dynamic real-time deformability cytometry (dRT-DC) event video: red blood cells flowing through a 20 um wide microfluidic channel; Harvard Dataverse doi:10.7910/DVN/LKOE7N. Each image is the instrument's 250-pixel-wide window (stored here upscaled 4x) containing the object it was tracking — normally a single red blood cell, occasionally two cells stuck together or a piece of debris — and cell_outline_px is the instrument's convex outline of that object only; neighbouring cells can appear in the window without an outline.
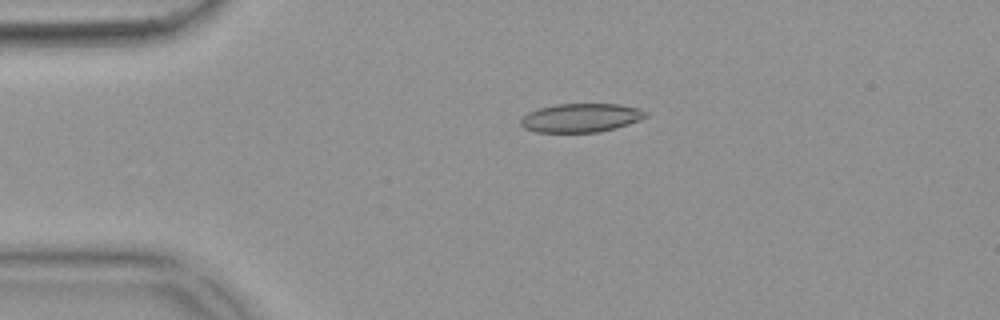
{"species": "common noctule bat (a hibernating species)", "species_latin": "Nyctalus noctula", "temperature_condition": "warm", "stored_images_in_passage": 52, "camera_frame_rate_fps": 3000, "um_per_image_px": 0.085, "animal": {"sex": "female", "body_mass_g": 18.4}, "frame": {"image": 1, "passage_image": 11, "time_ms": 3.333, "image_size_px": [1000, 320], "cell_outline_px": [[648, 116], [640, 120], [616, 128], [596, 132], [536, 132], [524, 128], [520, 124], [520, 120], [528, 112], [540, 108], [556, 104], [620, 104], [640, 108], [648, 112]], "centroid_in_image_um": [49.41, 10.01], "position_along_channel_um": 35.6, "area_um2": 20.98}}
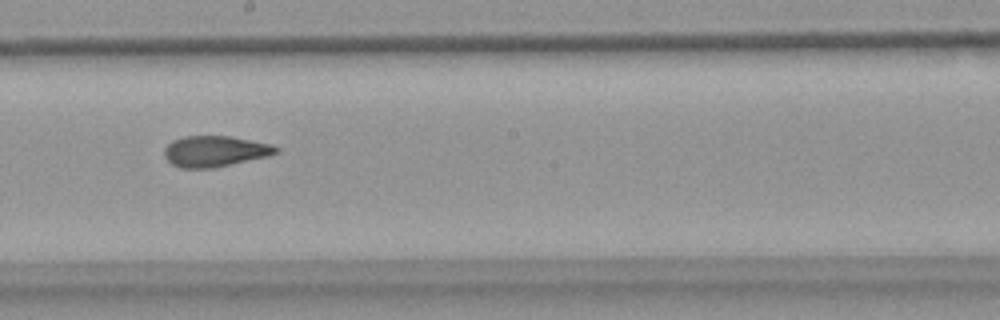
{"frame": {"image": 2, "passage_image": 29, "time_ms": 9.333, "image_size_px": [1000, 320], "cell_outline_px": [[280, 152], [268, 156], [216, 168], [180, 168], [172, 164], [164, 156], [164, 148], [172, 140], [184, 136], [232, 136], [272, 144], [280, 148]], "centroid_in_image_um": [18.3, 12.86], "position_along_channel_um": 229.9, "area_um2": 20.4}}
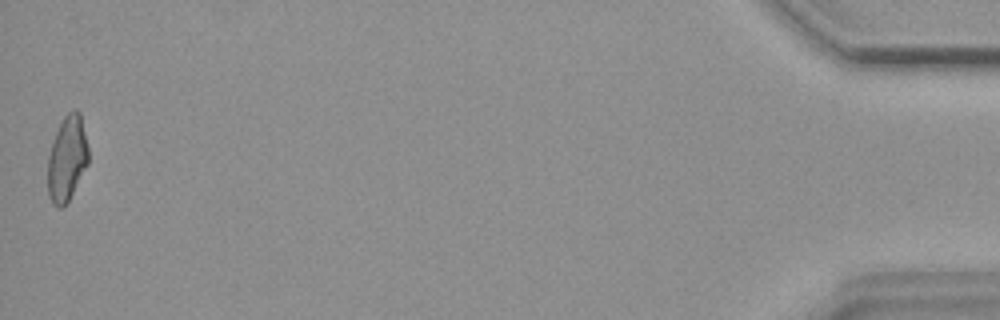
{"frame": {"image": 3, "passage_image": 52, "time_ms": 17.0, "image_size_px": [1000, 320], "cell_outline_px": [[88, 164], [68, 200], [60, 208], [52, 204], [48, 196], [48, 156], [52, 140], [64, 116], [72, 108], [76, 108], [80, 112], [88, 148]], "centroid_in_image_um": [5.69, 13.44], "position_along_channel_um": 429.5, "area_um2": 20.11}, "authors_computed_cell_mechanics": {"area_um2": 20.7502, "velocity_mm_per_s": 3.8516, "shape_relaxation_time_tau1_ms": null, "shape_relaxation_time_tau2_ms": 2.1208, "deformation_change_tau1": null, "deformation_change_tau2": 0.0977}}